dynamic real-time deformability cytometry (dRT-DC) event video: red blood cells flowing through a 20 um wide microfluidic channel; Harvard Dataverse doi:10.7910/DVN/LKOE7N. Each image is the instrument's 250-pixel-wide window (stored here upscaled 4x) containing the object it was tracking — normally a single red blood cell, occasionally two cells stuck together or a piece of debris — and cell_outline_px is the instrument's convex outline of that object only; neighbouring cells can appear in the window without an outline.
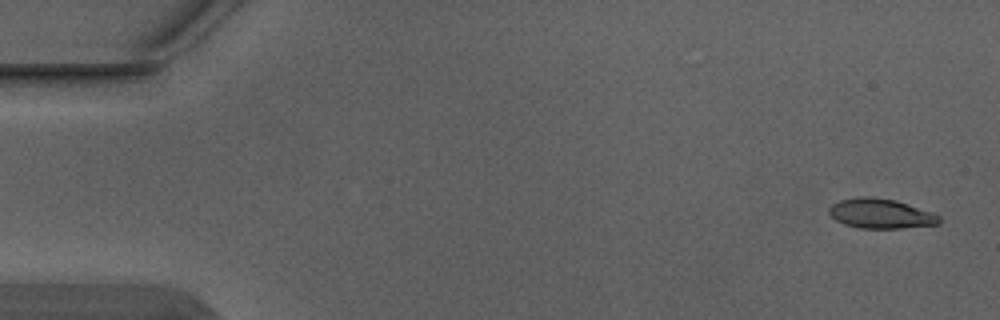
{"species": "Egyptian fruit bat (a non-hibernating species)", "species_latin": "Rousettus aegyptiacus", "temperature_condition": "warm", "stored_images_in_passage": 4, "camera_frame_rate_fps": 3000, "um_per_image_px": 0.085, "animal": {"sex": "male"}, "frame": {"image": 1, "passage_image": 1, "time_ms": 0.0, "image_size_px": [1000, 320], "cell_outline_px": [[940, 224], [904, 228], [860, 228], [844, 224], [836, 220], [828, 212], [828, 208], [832, 204], [840, 200], [860, 196], [868, 196], [896, 200], [932, 212], [940, 216]], "centroid_in_image_um": [74.86, 18.15], "position_along_channel_um": 10.1, "area_um2": 19.13}}